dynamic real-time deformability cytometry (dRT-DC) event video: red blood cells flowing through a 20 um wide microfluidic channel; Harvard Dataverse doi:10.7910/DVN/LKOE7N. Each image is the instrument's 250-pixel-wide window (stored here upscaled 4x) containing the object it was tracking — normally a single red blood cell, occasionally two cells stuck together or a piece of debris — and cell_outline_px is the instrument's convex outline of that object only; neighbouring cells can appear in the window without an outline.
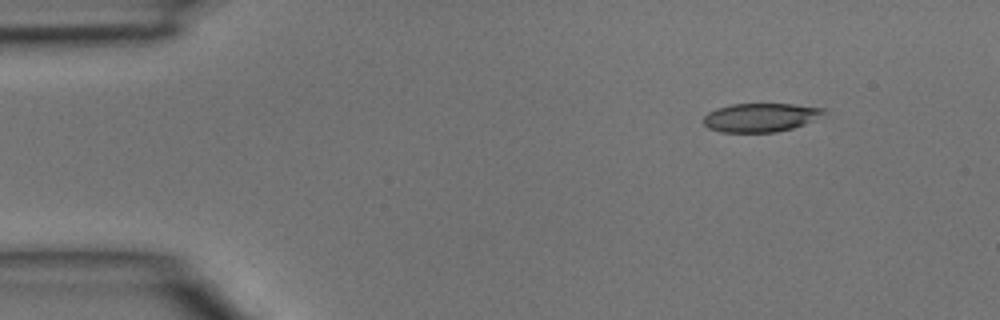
{"species": "common noctule bat (a hibernating species)", "species_latin": "Nyctalus noctula", "temperature_condition": "room temperature", "stored_images_in_passage": 3, "camera_frame_rate_fps": 3000, "um_per_image_px": 0.085, "animal": {"sex": "male", "body_mass_g": 15.6}, "frame": {"image": 1, "passage_image": 1, "time_ms": 0.0, "image_size_px": [1000, 320], "cell_outline_px": [[828, 112], [804, 124], [792, 128], [776, 132], [720, 132], [708, 128], [704, 124], [704, 116], [708, 112], [716, 108], [732, 104], [792, 104], [828, 108]], "centroid_in_image_um": [64.66, 9.98], "position_along_channel_um": 20.3, "area_um2": 20.17}}
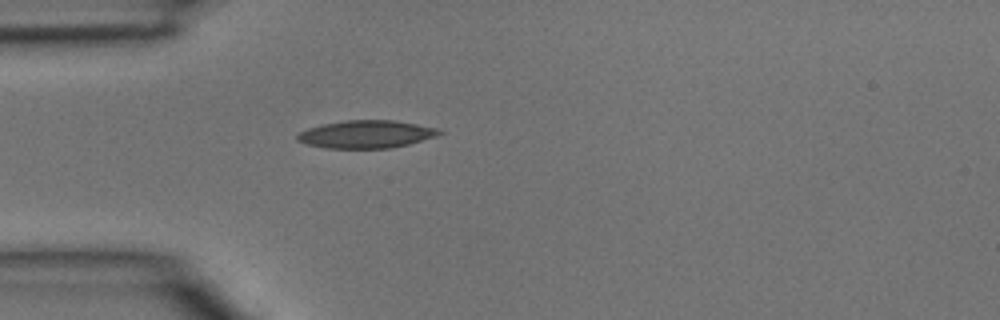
{"frame": {"image": 2, "passage_image": 3, "time_ms": 0.667, "image_size_px": [1000, 320], "cell_outline_px": [[444, 132], [436, 136], [408, 144], [392, 148], [324, 148], [308, 144], [296, 140], [296, 136], [300, 132], [308, 128], [324, 124], [348, 120], [396, 120], [440, 128]], "centroid_in_image_um": [31.17, 11.41], "position_along_channel_um": 53.8, "area_um2": 22.95}}